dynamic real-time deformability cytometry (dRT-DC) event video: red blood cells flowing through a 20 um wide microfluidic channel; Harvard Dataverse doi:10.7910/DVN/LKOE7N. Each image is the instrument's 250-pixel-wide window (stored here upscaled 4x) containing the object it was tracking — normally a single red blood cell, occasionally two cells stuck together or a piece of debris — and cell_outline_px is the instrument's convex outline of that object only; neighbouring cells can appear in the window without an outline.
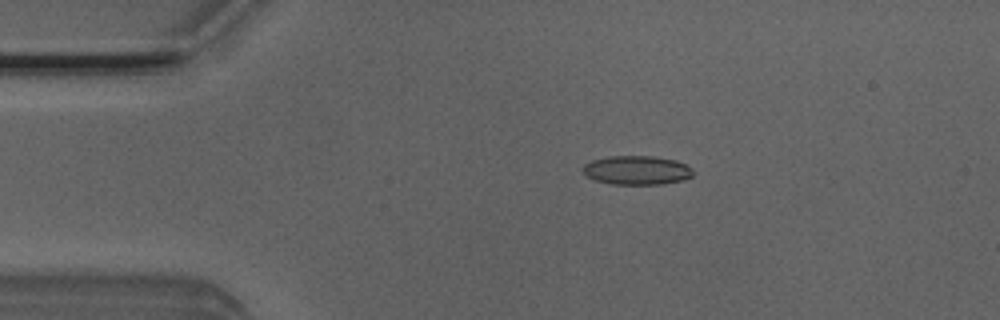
{"species": "Egyptian fruit bat (a non-hibernating species)", "species_latin": "Rousettus aegyptiacus", "temperature_condition": "room temperature", "stored_images_in_passage": 51, "camera_frame_rate_fps": 3000, "um_per_image_px": 0.085, "animal": {"sex": "male"}, "frame": {"image": 1, "passage_image": 10, "time_ms": 3.0, "image_size_px": [1000, 320], "cell_outline_px": [[692, 176], [680, 180], [664, 184], [612, 184], [596, 180], [588, 176], [580, 168], [584, 164], [592, 160], [608, 156], [652, 156], [676, 160], [692, 168]], "centroid_in_image_um": [54.1, 14.46], "position_along_channel_um": 30.9, "area_um2": 18.5}}
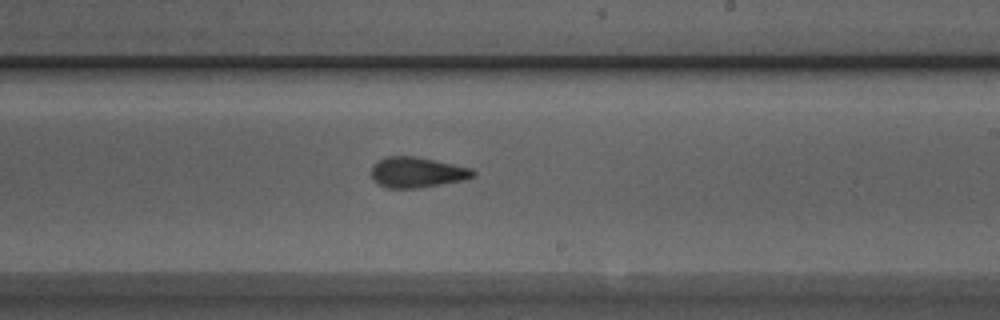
{"frame": {"image": 2, "passage_image": 30, "time_ms": 9.667, "image_size_px": [1000, 320], "cell_outline_px": [[476, 176], [464, 180], [416, 188], [388, 188], [372, 180], [372, 164], [376, 160], [384, 156], [416, 156], [472, 168], [476, 172]], "centroid_in_image_um": [35.44, 14.63], "position_along_channel_um": 253.6, "area_um2": 18.21}}
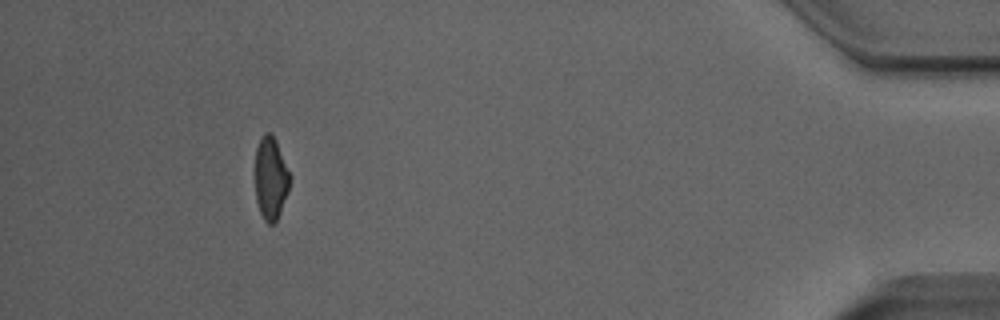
{"frame": {"image": 3, "passage_image": 47, "time_ms": 15.333, "image_size_px": [1000, 320], "cell_outline_px": [[288, 192], [280, 212], [276, 220], [272, 224], [268, 224], [264, 220], [260, 212], [256, 200], [256, 148], [260, 136], [264, 132], [272, 132], [276, 140], [288, 172]], "centroid_in_image_um": [22.98, 15.13], "position_along_channel_um": 412.2, "area_um2": 16.36}, "authors_computed_cell_mechanics": {"area_um2": 18.207, "velocity_mm_per_s": 3.9999, "shape_relaxation_time_tau1_ms": 9.7091, "shape_relaxation_time_tau2_ms": 1.5675, "deformation_change_tau1": 0.2, "deformation_change_tau2": 0.0853}}